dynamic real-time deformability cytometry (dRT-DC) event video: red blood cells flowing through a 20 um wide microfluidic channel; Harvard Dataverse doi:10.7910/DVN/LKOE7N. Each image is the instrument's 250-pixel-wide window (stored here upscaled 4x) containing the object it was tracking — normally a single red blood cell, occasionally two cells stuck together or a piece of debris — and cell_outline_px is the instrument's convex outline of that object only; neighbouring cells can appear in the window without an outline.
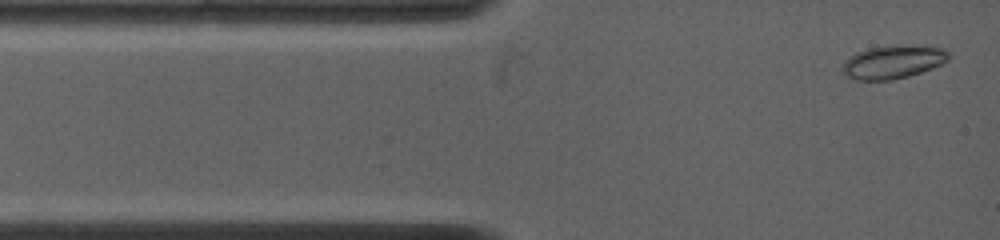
{"species": "common noctule bat (a hibernating species)", "species_latin": "Nyctalus noctula", "temperature_condition": "warm", "stored_images_in_passage": 40, "camera_frame_rate_fps": 4500, "um_per_image_px": 0.085, "animal": {"sex": "female", "body_mass_g": 19.0, "forearm_length_mm": 53.3}, "frame": {"image": 1, "passage_image": 1, "time_ms": 0.0, "image_size_px": [1000, 240], "cell_outline_px": [[948, 60], [944, 64], [908, 76], [892, 80], [856, 80], [848, 76], [840, 68], [844, 60], [856, 52], [868, 48], [912, 44], [944, 48], [948, 52]], "centroid_in_image_um": [75.91, 5.26], "position_along_channel_um": 9.1, "area_um2": 20.75}}
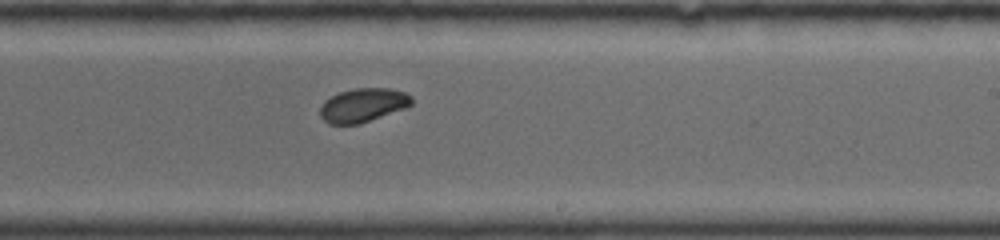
{"frame": {"image": 2, "passage_image": 18, "time_ms": 7.556, "image_size_px": [1000, 240], "cell_outline_px": [[412, 104], [404, 108], [360, 124], [328, 124], [320, 116], [320, 108], [324, 100], [340, 92], [356, 88], [388, 88], [404, 92], [412, 96]], "centroid_in_image_um": [30.84, 8.94], "position_along_channel_um": 258.2, "area_um2": 17.92}}
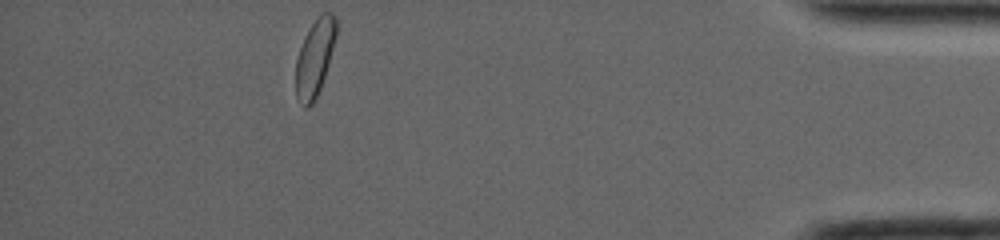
{"frame": {"image": 3, "passage_image": 40, "time_ms": 13.111, "image_size_px": [1000, 240], "cell_outline_px": [[336, 36], [328, 64], [320, 88], [312, 104], [308, 108], [304, 108], [296, 96], [296, 60], [304, 36], [308, 28], [316, 16], [320, 12], [332, 12], [336, 16]], "centroid_in_image_um": [26.75, 4.85], "position_along_channel_um": 408.4, "area_um2": 18.09}, "authors_computed_cell_mechanics": {"area_um2": 18.207, "velocity_mm_per_s": 3.8704, "shape_relaxation_time_tau1_ms": 4.0474, "shape_relaxation_time_tau2_ms": null, "deformation_change_tau1": 0.1046, "deformation_change_tau2": null}}